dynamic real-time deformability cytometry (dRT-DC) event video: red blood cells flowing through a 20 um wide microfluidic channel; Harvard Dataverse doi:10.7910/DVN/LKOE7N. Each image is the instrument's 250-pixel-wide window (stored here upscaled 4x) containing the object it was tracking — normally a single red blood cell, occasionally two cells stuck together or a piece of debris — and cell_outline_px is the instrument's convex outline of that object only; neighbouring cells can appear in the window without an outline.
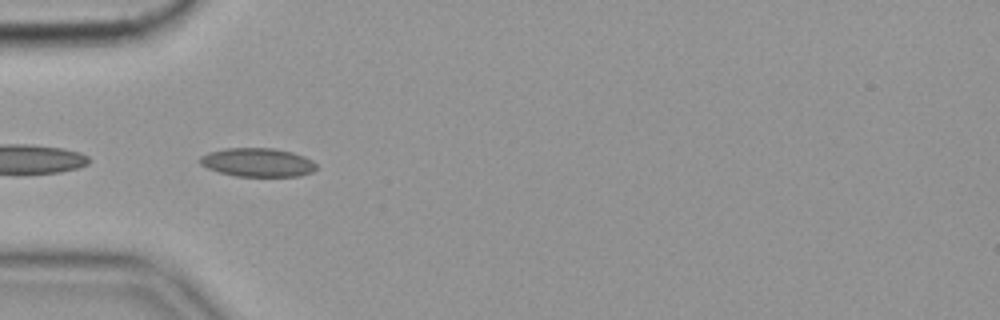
{"species": "common noctule bat (a hibernating species)", "species_latin": "Nyctalus noctula", "temperature_condition": "cold", "stored_images_in_passage": 24, "camera_frame_rate_fps": 3000, "um_per_image_px": 0.085, "animal": {"sex": "female", "body_mass_g": 19.9}, "frame": {"image": 1, "passage_image": 1, "time_ms": 0.0, "image_size_px": [1000, 320], "cell_outline_px": [[316, 168], [312, 172], [300, 176], [236, 176], [220, 172], [208, 168], [200, 164], [200, 156], [208, 152], [224, 148], [272, 148], [292, 152], [304, 156], [312, 160], [316, 164]], "centroid_in_image_um": [21.9, 13.8], "position_along_channel_um": 63.1, "area_um2": 19.42}}